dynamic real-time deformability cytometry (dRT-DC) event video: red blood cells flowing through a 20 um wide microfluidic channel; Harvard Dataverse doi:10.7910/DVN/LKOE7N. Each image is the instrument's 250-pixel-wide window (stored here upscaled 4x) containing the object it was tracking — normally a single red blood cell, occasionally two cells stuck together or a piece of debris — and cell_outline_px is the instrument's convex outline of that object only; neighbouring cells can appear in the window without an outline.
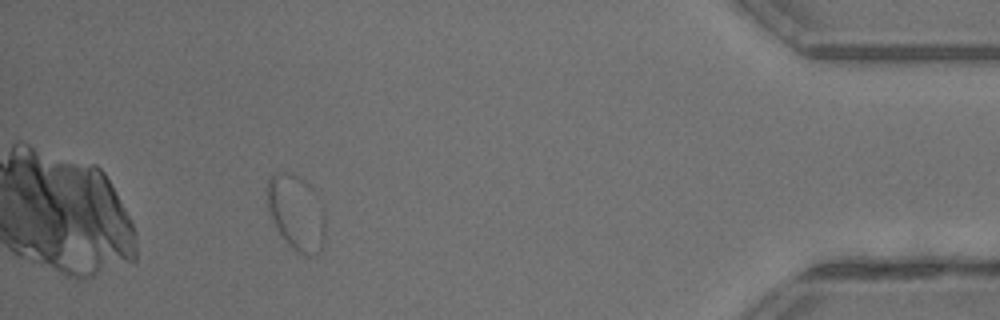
{"species": "common noctule bat (a hibernating species)", "species_latin": "Nyctalus noctula", "temperature_condition": "warm", "stored_images_in_passage": 39, "segment_of_instrument_passage": [2, 2], "camera_frame_rate_fps": 3000, "um_per_image_px": 0.085, "animal": {"sex": "male", "body_mass_g": 13.3}, "frame": {"image": 1, "passage_image": 35, "time_ms": 11.333, "image_size_px": [1000, 320], "cell_outline_px": [[324, 248], [308, 256], [296, 252], [284, 240], [276, 228], [268, 212], [268, 180], [276, 172], [292, 172], [304, 180], [312, 188], [324, 208]], "centroid_in_image_um": [25.2, 18.08], "position_along_channel_um": 410.0, "area_um2": 25.61}}